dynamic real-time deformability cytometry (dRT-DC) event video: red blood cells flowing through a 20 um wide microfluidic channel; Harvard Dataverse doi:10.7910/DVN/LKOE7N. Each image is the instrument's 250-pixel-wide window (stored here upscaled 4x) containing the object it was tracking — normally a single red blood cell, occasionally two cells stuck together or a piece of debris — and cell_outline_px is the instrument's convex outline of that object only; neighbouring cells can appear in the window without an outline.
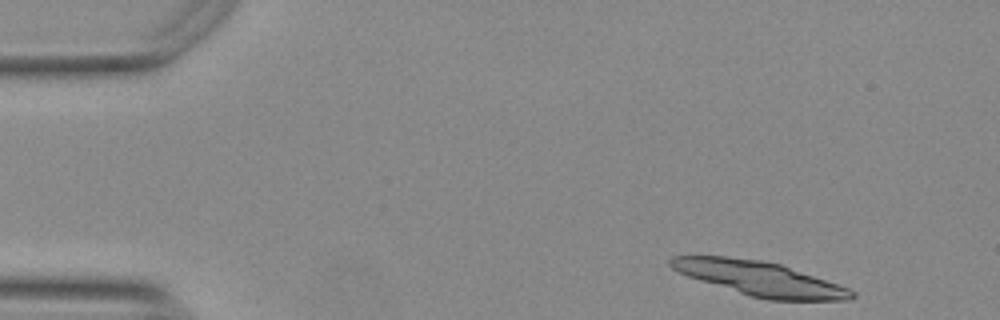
{"species": "Egyptian fruit bat (a non-hibernating species)", "species_latin": "Rousettus aegyptiacus", "temperature_condition": "warm", "stored_images_in_passage": 13, "camera_frame_rate_fps": 3000, "um_per_image_px": 0.085, "animal": {"sex": "female"}, "frame": {"image": 1, "passage_image": 2, "time_ms": 0.333, "image_size_px": [1000, 320], "cell_outline_px": [[856, 296], [848, 300], [768, 300], [752, 296], [700, 280], [688, 276], [672, 268], [668, 264], [668, 260], [672, 256], [728, 256], [764, 260], [780, 264], [848, 288], [856, 292]], "centroid_in_image_um": [64.57, 23.66], "position_along_channel_um": 20.4, "area_um2": 35.72}}